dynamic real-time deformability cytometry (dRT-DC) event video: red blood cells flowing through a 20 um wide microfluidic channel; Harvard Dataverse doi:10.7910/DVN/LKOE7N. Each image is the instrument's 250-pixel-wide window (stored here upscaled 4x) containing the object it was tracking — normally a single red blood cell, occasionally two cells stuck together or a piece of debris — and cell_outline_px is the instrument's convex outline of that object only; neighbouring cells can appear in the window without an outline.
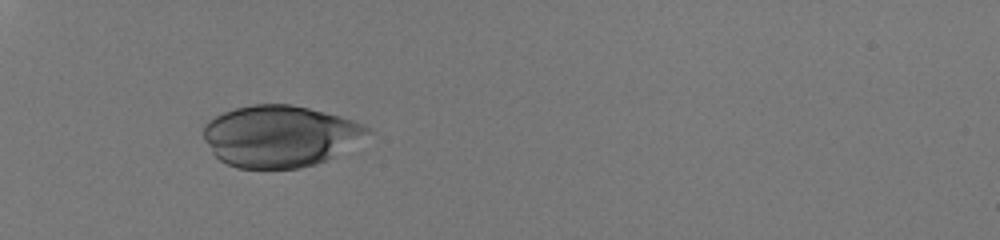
{"species": "human", "species_latin": "Homo sapiens", "temperature_condition": "room temperature", "stored_images_in_passage": 51, "camera_frame_rate_fps": 3000, "um_per_image_px": 0.085, "donor": {"sex": "male"}, "frame": {"image": 1, "passage_image": 24, "time_ms": 7.667, "image_size_px": [1000, 240], "cell_outline_px": [[372, 132], [332, 156], [316, 164], [300, 168], [236, 168], [220, 160], [212, 152], [204, 140], [204, 124], [208, 120], [224, 112], [236, 108], [252, 104], [292, 104], [340, 116], [364, 124]], "centroid_in_image_um": [23.74, 11.56], "position_along_channel_um": 61.3, "area_um2": 58.26}}